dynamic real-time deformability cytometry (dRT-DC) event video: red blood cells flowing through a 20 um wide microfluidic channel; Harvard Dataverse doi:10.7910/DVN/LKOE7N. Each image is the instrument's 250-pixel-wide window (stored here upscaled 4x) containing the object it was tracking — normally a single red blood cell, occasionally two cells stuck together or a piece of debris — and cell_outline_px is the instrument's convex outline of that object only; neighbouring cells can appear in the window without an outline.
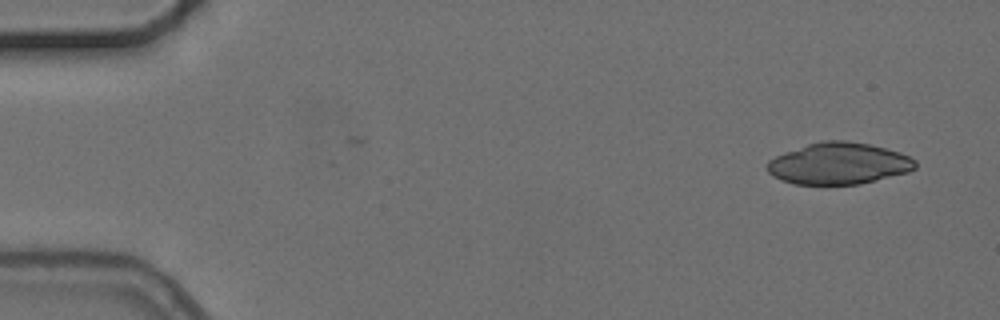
{"species": "common noctule bat (a hibernating species)", "species_latin": "Nyctalus noctula", "temperature_condition": "cold", "stored_images_in_passage": 4, "camera_frame_rate_fps": 3000, "um_per_image_px": 0.085, "animal": {"sex": "female", "body_mass_g": 24.6, "forearm_length_mm": 56.2}, "frame": {"image": 1, "passage_image": 1, "time_ms": 0.0, "image_size_px": [1000, 320], "cell_outline_px": [[916, 168], [908, 172], [860, 184], [792, 184], [780, 180], [772, 176], [768, 172], [768, 160], [784, 152], [820, 140], [848, 140], [868, 144], [900, 152], [916, 160]], "centroid_in_image_um": [71.28, 13.9], "position_along_channel_um": 13.7, "area_um2": 35.95}}